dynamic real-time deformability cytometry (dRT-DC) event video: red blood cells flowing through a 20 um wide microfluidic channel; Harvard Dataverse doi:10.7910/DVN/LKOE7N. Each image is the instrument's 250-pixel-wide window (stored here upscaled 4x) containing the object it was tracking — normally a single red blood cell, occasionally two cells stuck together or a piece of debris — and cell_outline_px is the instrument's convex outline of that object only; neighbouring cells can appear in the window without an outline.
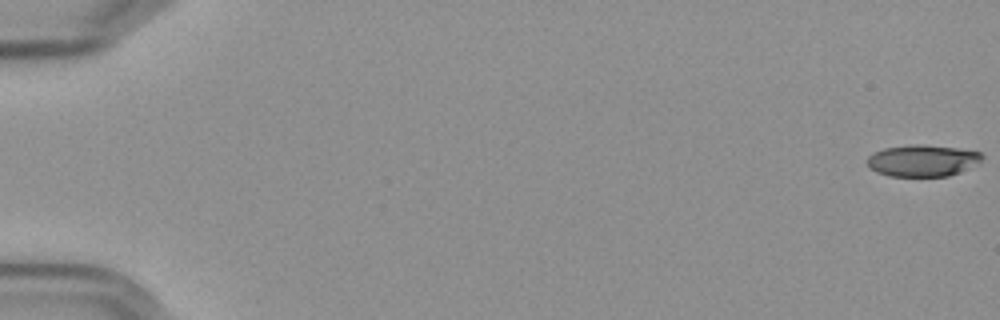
{"species": "Egyptian fruit bat (a non-hibernating species)", "species_latin": "Rousettus aegyptiacus", "temperature_condition": "cold", "stored_images_in_passage": 58, "camera_frame_rate_fps": 3000, "um_per_image_px": 0.085, "frame": {"image": 1, "passage_image": 1, "time_ms": 0.0, "image_size_px": [1000, 320], "cell_outline_px": [[984, 156], [980, 160], [960, 172], [948, 176], [888, 176], [876, 172], [864, 160], [872, 152], [884, 148], [912, 144], [924, 144], [956, 148], [980, 152]], "centroid_in_image_um": [78.35, 13.64], "position_along_channel_um": 6.7, "area_um2": 21.15}}
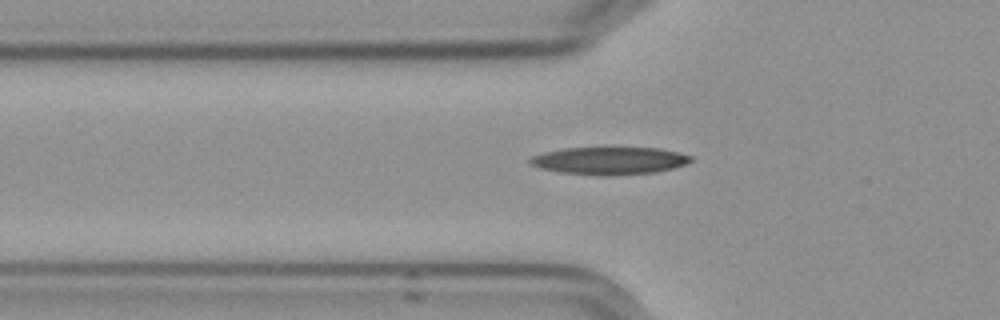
{"frame": {"image": 2, "passage_image": 21, "time_ms": 6.667, "image_size_px": [1000, 320], "cell_outline_px": [[692, 160], [684, 164], [672, 168], [656, 172], [608, 176], [596, 176], [560, 172], [540, 168], [532, 164], [528, 160], [532, 156], [544, 152], [564, 148], [660, 148], [680, 152], [692, 156]], "centroid_in_image_um": [51.81, 13.66], "position_along_channel_um": 74.0, "area_um2": 25.84}}
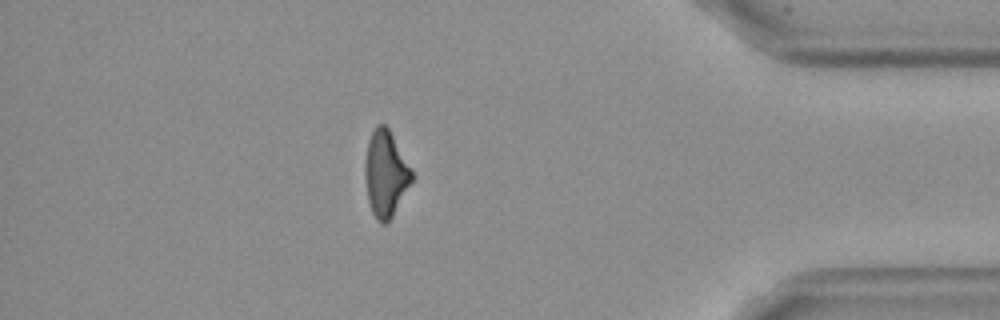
{"frame": {"image": 3, "passage_image": 51, "time_ms": 16.667, "image_size_px": [1000, 320], "cell_outline_px": [[412, 180], [392, 216], [384, 224], [380, 224], [376, 220], [372, 212], [368, 200], [364, 176], [364, 164], [368, 140], [376, 124], [384, 124], [388, 128], [412, 172]], "centroid_in_image_um": [32.73, 14.77], "position_along_channel_um": 402.5, "area_um2": 23.0}, "authors_computed_cell_mechanics": {"area_um2": 24.0159, "velocity_mm_per_s": 3.617, "shape_relaxation_time_tau1_ms": 10.4283, "shape_relaxation_time_tau2_ms": 8.7958, "deformation_change_tau1": 0.2306, "deformation_change_tau2": 0.2177}}